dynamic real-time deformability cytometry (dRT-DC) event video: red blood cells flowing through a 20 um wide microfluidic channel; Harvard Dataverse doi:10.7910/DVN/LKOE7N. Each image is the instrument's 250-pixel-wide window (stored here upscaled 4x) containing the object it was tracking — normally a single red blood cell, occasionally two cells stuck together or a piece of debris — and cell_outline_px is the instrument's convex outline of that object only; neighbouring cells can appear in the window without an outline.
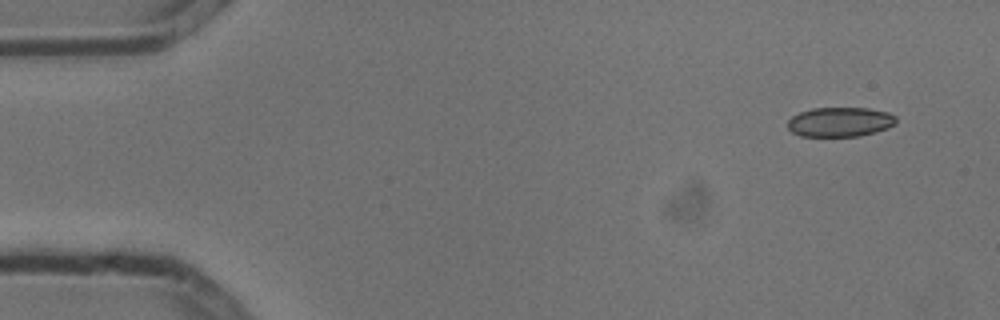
{"species": "common noctule bat (a hibernating species)", "species_latin": "Nyctalus noctula", "temperature_condition": "cold", "stored_images_in_passage": 5, "camera_frame_rate_fps": 3000, "um_per_image_px": 0.085, "animal": {"sex": "male", "body_mass_g": 13.3}, "frame": {"image": 1, "passage_image": 1, "time_ms": 0.0, "image_size_px": [1000, 320], "cell_outline_px": [[896, 124], [888, 128], [876, 132], [860, 136], [800, 136], [792, 132], [788, 128], [788, 120], [792, 116], [800, 112], [812, 108], [868, 108], [888, 112], [896, 116]], "centroid_in_image_um": [71.42, 10.36], "position_along_channel_um": 13.6, "area_um2": 18.79}}
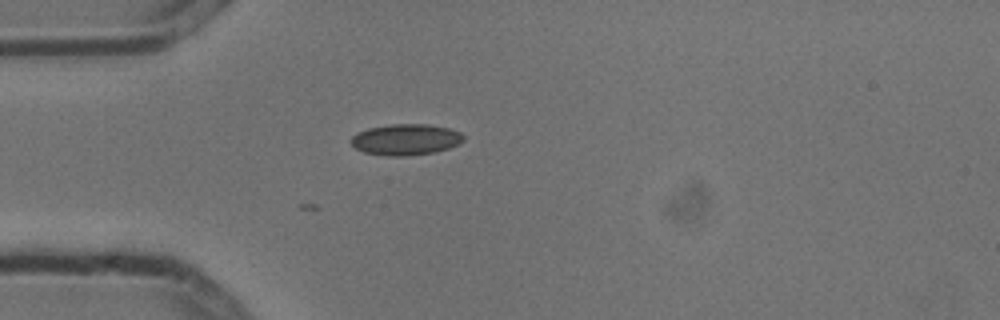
{"frame": {"image": 2, "passage_image": 4, "time_ms": 1.0, "image_size_px": [1000, 320], "cell_outline_px": [[464, 140], [460, 144], [436, 152], [408, 156], [388, 156], [364, 152], [356, 148], [348, 140], [356, 132], [368, 128], [392, 124], [428, 124], [448, 128], [460, 132], [464, 136]], "centroid_in_image_um": [34.48, 11.86], "position_along_channel_um": 50.5, "area_um2": 20.58}}